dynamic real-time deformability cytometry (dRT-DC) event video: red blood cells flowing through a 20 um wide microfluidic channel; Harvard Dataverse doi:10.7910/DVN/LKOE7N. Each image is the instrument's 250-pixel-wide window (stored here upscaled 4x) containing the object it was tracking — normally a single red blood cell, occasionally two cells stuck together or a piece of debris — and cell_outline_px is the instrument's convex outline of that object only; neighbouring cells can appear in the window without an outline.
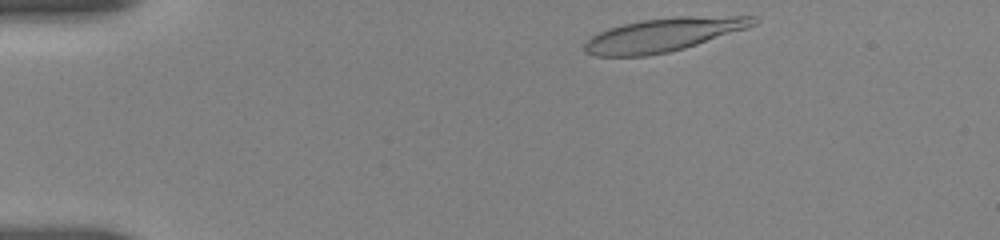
{"species": "human", "species_latin": "Homo sapiens", "temperature_condition": "room temperature", "stored_images_in_passage": 31, "camera_frame_rate_fps": 3000, "um_per_image_px": 0.085, "donor": {"sex": "female"}, "frame": {"image": 1, "passage_image": 1, "time_ms": 0.0, "image_size_px": [1000, 240], "cell_outline_px": [[760, 20], [756, 24], [748, 28], [684, 48], [668, 52], [648, 56], [592, 56], [584, 52], [584, 44], [592, 36], [608, 28], [640, 20], [676, 16], [756, 16]], "centroid_in_image_um": [56.4, 2.95], "position_along_channel_um": 28.6, "area_um2": 33.06}}
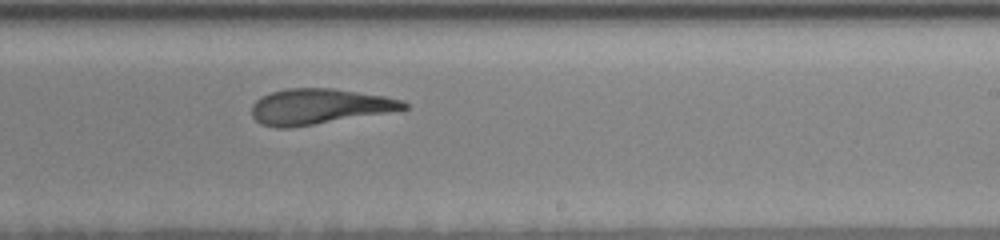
{"frame": {"image": 2, "passage_image": 13, "time_ms": 8.333, "image_size_px": [1000, 240], "cell_outline_px": [[408, 108], [288, 128], [276, 128], [260, 124], [252, 116], [252, 104], [256, 100], [272, 92], [288, 88], [332, 88], [384, 96], [404, 100], [408, 104]], "centroid_in_image_um": [27.07, 9.04], "position_along_channel_um": 261.9, "area_um2": 30.81}}
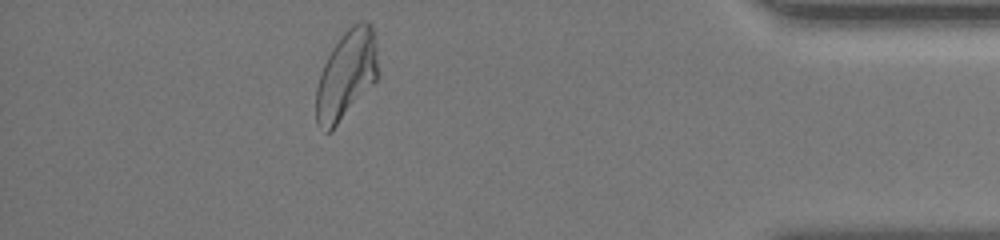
{"frame": {"image": 3, "passage_image": 26, "time_ms": 13.333, "image_size_px": [1000, 240], "cell_outline_px": [[376, 80], [336, 124], [328, 132], [324, 132], [316, 124], [316, 88], [324, 64], [332, 48], [340, 36], [352, 24], [360, 20], [368, 20], [372, 24], [376, 44]], "centroid_in_image_um": [29.42, 6.3], "position_along_channel_um": 405.8, "area_um2": 31.39}, "authors_computed_cell_mechanics": {"area_um2": 32.4258, "velocity_mm_per_s": 3.6506, "shape_relaxation_time_tau1_ms": 6.5261, "shape_relaxation_time_tau2_ms": 1.5907, "deformation_change_tau1": 0.2066, "deformation_change_tau2": 0.0927}}